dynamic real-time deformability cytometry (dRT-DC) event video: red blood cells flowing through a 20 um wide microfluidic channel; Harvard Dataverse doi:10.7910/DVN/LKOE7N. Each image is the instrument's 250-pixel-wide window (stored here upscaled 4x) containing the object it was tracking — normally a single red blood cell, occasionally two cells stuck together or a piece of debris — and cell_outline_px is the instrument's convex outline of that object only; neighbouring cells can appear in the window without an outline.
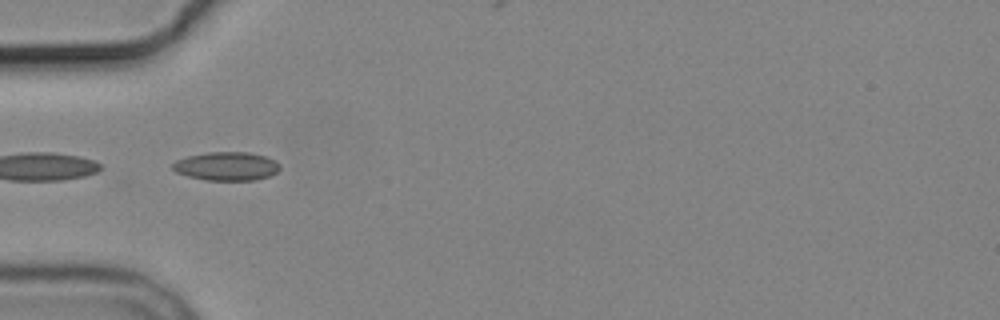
{"species": "common noctule bat (a hibernating species)", "species_latin": "Nyctalus noctula", "temperature_condition": "cold", "stored_images_in_passage": 6, "camera_frame_rate_fps": 3000, "um_per_image_px": 0.085, "animal": {"sex": "male", "body_mass_g": 19.2, "forearm_length_mm": 51.8}, "frame": {"image": 1, "passage_image": 2, "time_ms": 1.0, "image_size_px": [1000, 320], "cell_outline_px": [[280, 168], [276, 172], [268, 176], [256, 180], [208, 180], [188, 176], [176, 172], [172, 168], [172, 164], [176, 160], [188, 156], [208, 152], [248, 152], [264, 156], [280, 164]], "centroid_in_image_um": [19.24, 14.13], "position_along_channel_um": 65.8, "area_um2": 17.69}}
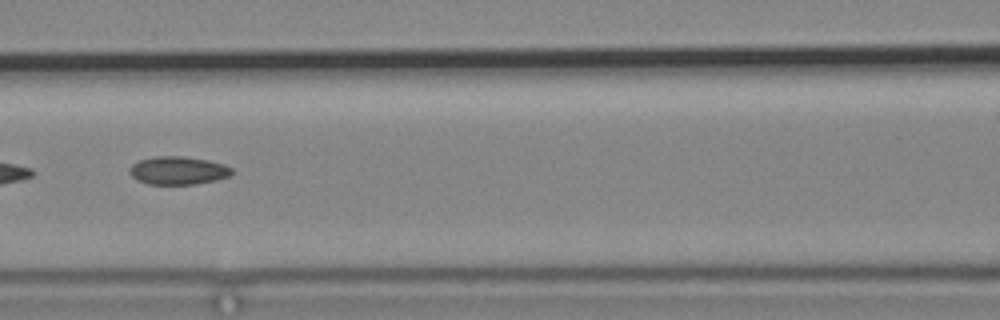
{"frame": {"image": 2, "passage_image": 4, "time_ms": 3.333, "image_size_px": [1000, 320], "cell_outline_px": [[232, 176], [216, 180], [192, 184], [148, 184], [132, 176], [128, 172], [132, 164], [140, 160], [156, 156], [184, 156], [208, 160], [224, 164], [232, 168]], "centroid_in_image_um": [15.17, 14.48], "position_along_channel_um": 151.4, "area_um2": 16.7}}
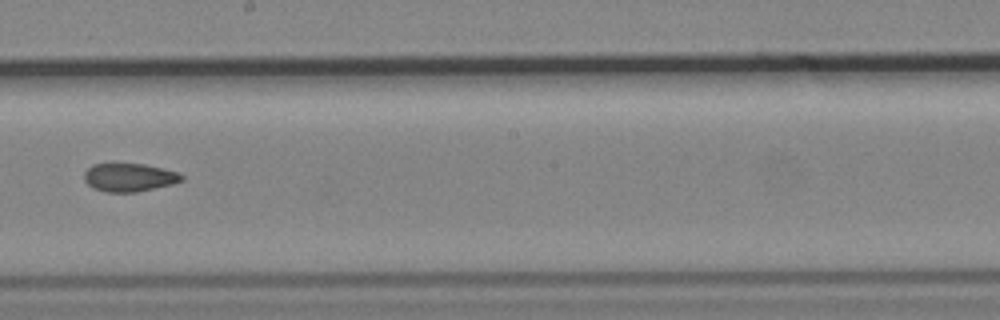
{"frame": {"image": 3, "passage_image": 6, "time_ms": 5.667, "image_size_px": [1000, 320], "cell_outline_px": [[184, 180], [172, 184], [136, 192], [108, 192], [92, 188], [84, 180], [84, 172], [92, 164], [144, 164], [180, 172], [184, 176]], "centroid_in_image_um": [11.0, 15.08], "position_along_channel_um": 237.2, "area_um2": 16.07}}